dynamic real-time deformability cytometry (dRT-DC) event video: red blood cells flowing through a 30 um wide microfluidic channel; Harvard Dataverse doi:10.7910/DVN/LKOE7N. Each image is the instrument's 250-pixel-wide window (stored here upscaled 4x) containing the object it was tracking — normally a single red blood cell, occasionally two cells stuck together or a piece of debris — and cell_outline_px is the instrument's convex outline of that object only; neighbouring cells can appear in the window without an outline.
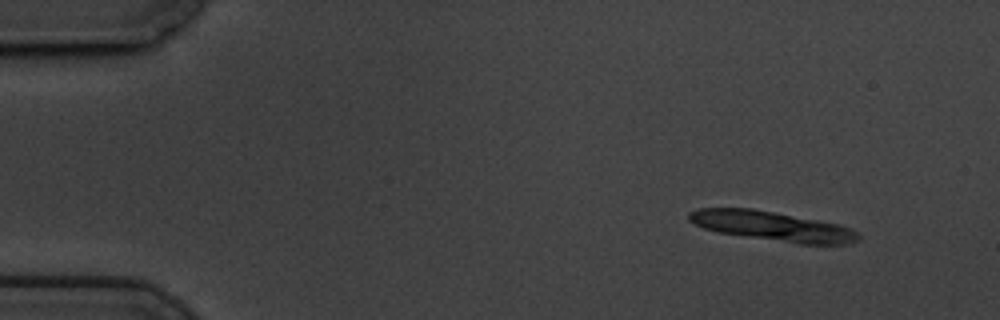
{"species": "common noctule bat (a hibernating species)", "species_latin": "Nyctalus noctula", "temperature_condition": "cold", "stored_images_in_passage": 6, "segment_of_instrument_passage": [1, 2], "camera_frame_rate_fps": 3000, "um_per_image_px": 0.085, "animal": {"sex": "male", "body_mass_g": 19.5, "forearm_length_mm": 54.6}, "frame": {"image": 1, "passage_image": 1, "time_ms": 0.0, "image_size_px": [1000, 320], "cell_outline_px": [[860, 240], [844, 244], [800, 244], [716, 232], [704, 228], [688, 220], [688, 212], [700, 208], [752, 208], [840, 224], [856, 232], [860, 236]], "centroid_in_image_um": [65.62, 19.22], "position_along_channel_um": 19.4, "area_um2": 29.02}}